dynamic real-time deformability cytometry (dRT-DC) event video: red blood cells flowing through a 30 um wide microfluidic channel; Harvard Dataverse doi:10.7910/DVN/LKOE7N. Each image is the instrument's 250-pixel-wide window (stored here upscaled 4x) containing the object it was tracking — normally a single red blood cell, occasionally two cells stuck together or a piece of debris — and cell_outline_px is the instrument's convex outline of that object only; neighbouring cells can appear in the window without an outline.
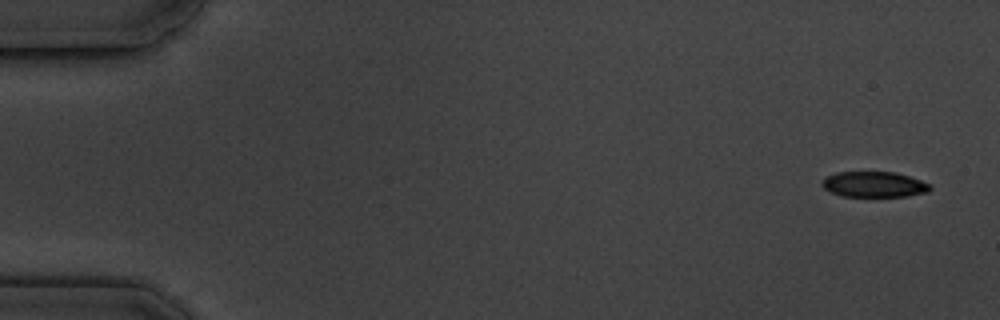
{"species": "common noctule bat (a hibernating species)", "species_latin": "Nyctalus noctula", "temperature_condition": "cold", "stored_images_in_passage": 6, "camera_frame_rate_fps": 3000, "um_per_image_px": 0.085, "animal": {"sex": "male", "body_mass_g": 19.5, "forearm_length_mm": 54.6}, "frame": {"image": 1, "passage_image": 1, "time_ms": 0.0, "image_size_px": [1000, 320], "cell_outline_px": [[932, 188], [928, 192], [908, 196], [844, 196], [832, 192], [824, 188], [820, 184], [828, 176], [836, 172], [896, 172], [920, 180], [928, 184]], "centroid_in_image_um": [74.31, 15.67], "position_along_channel_um": 10.7, "area_um2": 15.9}}
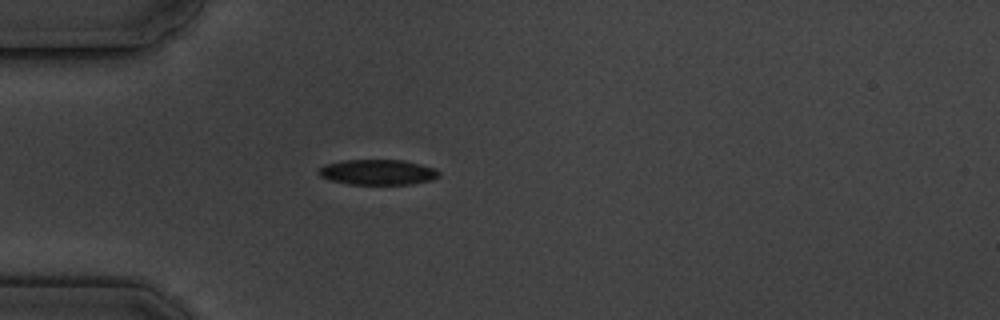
{"frame": {"image": 2, "passage_image": 5, "time_ms": 4.667, "image_size_px": [1000, 320], "cell_outline_px": [[440, 176], [432, 180], [412, 184], [348, 184], [332, 180], [320, 176], [316, 172], [324, 164], [344, 160], [404, 160], [420, 164], [432, 168], [440, 172]], "centroid_in_image_um": [32.1, 14.63], "position_along_channel_um": 52.9, "area_um2": 17.74}}